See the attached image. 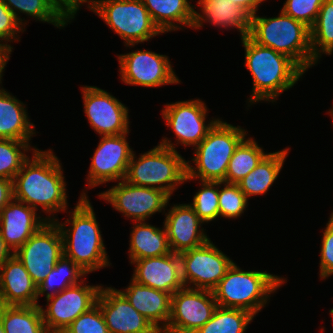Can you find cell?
<instances>
[{
	"label": "cell",
	"instance_id": "obj_45",
	"mask_svg": "<svg viewBox=\"0 0 333 333\" xmlns=\"http://www.w3.org/2000/svg\"><path fill=\"white\" fill-rule=\"evenodd\" d=\"M10 251L11 249L6 245L0 231V267L14 254Z\"/></svg>",
	"mask_w": 333,
	"mask_h": 333
},
{
	"label": "cell",
	"instance_id": "obj_10",
	"mask_svg": "<svg viewBox=\"0 0 333 333\" xmlns=\"http://www.w3.org/2000/svg\"><path fill=\"white\" fill-rule=\"evenodd\" d=\"M217 302L213 291L183 287L171 296V316L161 333H194L211 319Z\"/></svg>",
	"mask_w": 333,
	"mask_h": 333
},
{
	"label": "cell",
	"instance_id": "obj_32",
	"mask_svg": "<svg viewBox=\"0 0 333 333\" xmlns=\"http://www.w3.org/2000/svg\"><path fill=\"white\" fill-rule=\"evenodd\" d=\"M310 45L312 57L318 60L319 50L328 55L333 52V0H324L317 19L310 28ZM318 45V47H317Z\"/></svg>",
	"mask_w": 333,
	"mask_h": 333
},
{
	"label": "cell",
	"instance_id": "obj_1",
	"mask_svg": "<svg viewBox=\"0 0 333 333\" xmlns=\"http://www.w3.org/2000/svg\"><path fill=\"white\" fill-rule=\"evenodd\" d=\"M34 153L13 179L14 199L35 210L41 205L47 213L65 210L66 185L58 158L52 151L34 149Z\"/></svg>",
	"mask_w": 333,
	"mask_h": 333
},
{
	"label": "cell",
	"instance_id": "obj_35",
	"mask_svg": "<svg viewBox=\"0 0 333 333\" xmlns=\"http://www.w3.org/2000/svg\"><path fill=\"white\" fill-rule=\"evenodd\" d=\"M28 142L0 139V178L13 180L28 157L20 151L29 150Z\"/></svg>",
	"mask_w": 333,
	"mask_h": 333
},
{
	"label": "cell",
	"instance_id": "obj_3",
	"mask_svg": "<svg viewBox=\"0 0 333 333\" xmlns=\"http://www.w3.org/2000/svg\"><path fill=\"white\" fill-rule=\"evenodd\" d=\"M248 36L257 44L288 56L304 72L316 62L312 57L310 28L282 10L275 18L254 14Z\"/></svg>",
	"mask_w": 333,
	"mask_h": 333
},
{
	"label": "cell",
	"instance_id": "obj_33",
	"mask_svg": "<svg viewBox=\"0 0 333 333\" xmlns=\"http://www.w3.org/2000/svg\"><path fill=\"white\" fill-rule=\"evenodd\" d=\"M70 266V267H69ZM87 274L84 270H82L73 260L63 255L56 263L55 267L48 273L46 278L37 286L38 296L49 289H54L56 285L59 290H55L52 293H46V298H50L65 290L66 288L76 285L79 277ZM61 277L62 280L60 279Z\"/></svg>",
	"mask_w": 333,
	"mask_h": 333
},
{
	"label": "cell",
	"instance_id": "obj_44",
	"mask_svg": "<svg viewBox=\"0 0 333 333\" xmlns=\"http://www.w3.org/2000/svg\"><path fill=\"white\" fill-rule=\"evenodd\" d=\"M232 3L238 5L239 7L246 8L252 15L256 14L257 7L264 0H231Z\"/></svg>",
	"mask_w": 333,
	"mask_h": 333
},
{
	"label": "cell",
	"instance_id": "obj_48",
	"mask_svg": "<svg viewBox=\"0 0 333 333\" xmlns=\"http://www.w3.org/2000/svg\"><path fill=\"white\" fill-rule=\"evenodd\" d=\"M330 114H332V118H333V109L330 111Z\"/></svg>",
	"mask_w": 333,
	"mask_h": 333
},
{
	"label": "cell",
	"instance_id": "obj_34",
	"mask_svg": "<svg viewBox=\"0 0 333 333\" xmlns=\"http://www.w3.org/2000/svg\"><path fill=\"white\" fill-rule=\"evenodd\" d=\"M8 9L16 16L17 20L22 24V20L18 17L16 11L26 13L34 18L54 24L56 27H64L66 21L56 11L52 0H1Z\"/></svg>",
	"mask_w": 333,
	"mask_h": 333
},
{
	"label": "cell",
	"instance_id": "obj_12",
	"mask_svg": "<svg viewBox=\"0 0 333 333\" xmlns=\"http://www.w3.org/2000/svg\"><path fill=\"white\" fill-rule=\"evenodd\" d=\"M100 289L101 286L76 284L48 298L51 303L46 311L40 306L48 333H63L77 317L96 304Z\"/></svg>",
	"mask_w": 333,
	"mask_h": 333
},
{
	"label": "cell",
	"instance_id": "obj_6",
	"mask_svg": "<svg viewBox=\"0 0 333 333\" xmlns=\"http://www.w3.org/2000/svg\"><path fill=\"white\" fill-rule=\"evenodd\" d=\"M134 159L133 153L125 177V180L131 184L156 188L171 197L175 186L186 179L187 162L178 154L171 141L166 139L154 149L141 155L138 161Z\"/></svg>",
	"mask_w": 333,
	"mask_h": 333
},
{
	"label": "cell",
	"instance_id": "obj_21",
	"mask_svg": "<svg viewBox=\"0 0 333 333\" xmlns=\"http://www.w3.org/2000/svg\"><path fill=\"white\" fill-rule=\"evenodd\" d=\"M38 289L23 263L12 255L0 267V304L38 305Z\"/></svg>",
	"mask_w": 333,
	"mask_h": 333
},
{
	"label": "cell",
	"instance_id": "obj_30",
	"mask_svg": "<svg viewBox=\"0 0 333 333\" xmlns=\"http://www.w3.org/2000/svg\"><path fill=\"white\" fill-rule=\"evenodd\" d=\"M267 154L251 138L242 140L234 151L223 184H237L251 172Z\"/></svg>",
	"mask_w": 333,
	"mask_h": 333
},
{
	"label": "cell",
	"instance_id": "obj_9",
	"mask_svg": "<svg viewBox=\"0 0 333 333\" xmlns=\"http://www.w3.org/2000/svg\"><path fill=\"white\" fill-rule=\"evenodd\" d=\"M14 255L38 286L64 255L63 237L55 221L49 219Z\"/></svg>",
	"mask_w": 333,
	"mask_h": 333
},
{
	"label": "cell",
	"instance_id": "obj_17",
	"mask_svg": "<svg viewBox=\"0 0 333 333\" xmlns=\"http://www.w3.org/2000/svg\"><path fill=\"white\" fill-rule=\"evenodd\" d=\"M105 319L109 333H161L141 315L119 291L101 287L96 302Z\"/></svg>",
	"mask_w": 333,
	"mask_h": 333
},
{
	"label": "cell",
	"instance_id": "obj_2",
	"mask_svg": "<svg viewBox=\"0 0 333 333\" xmlns=\"http://www.w3.org/2000/svg\"><path fill=\"white\" fill-rule=\"evenodd\" d=\"M242 41L246 51L245 64L253 77L251 102L276 99L304 73L288 56L257 44L248 35Z\"/></svg>",
	"mask_w": 333,
	"mask_h": 333
},
{
	"label": "cell",
	"instance_id": "obj_24",
	"mask_svg": "<svg viewBox=\"0 0 333 333\" xmlns=\"http://www.w3.org/2000/svg\"><path fill=\"white\" fill-rule=\"evenodd\" d=\"M147 8L153 23L164 33L176 30L172 21L200 28L204 16L198 14L188 0H141Z\"/></svg>",
	"mask_w": 333,
	"mask_h": 333
},
{
	"label": "cell",
	"instance_id": "obj_4",
	"mask_svg": "<svg viewBox=\"0 0 333 333\" xmlns=\"http://www.w3.org/2000/svg\"><path fill=\"white\" fill-rule=\"evenodd\" d=\"M71 215V229L64 230L62 224L56 223L63 237L64 255L86 273L107 266L108 257L98 223L85 193Z\"/></svg>",
	"mask_w": 333,
	"mask_h": 333
},
{
	"label": "cell",
	"instance_id": "obj_7",
	"mask_svg": "<svg viewBox=\"0 0 333 333\" xmlns=\"http://www.w3.org/2000/svg\"><path fill=\"white\" fill-rule=\"evenodd\" d=\"M245 135L240 126L238 128L218 119L207 136L196 146L193 161L197 172L187 163L185 180L198 177L202 181L223 182L229 161Z\"/></svg>",
	"mask_w": 333,
	"mask_h": 333
},
{
	"label": "cell",
	"instance_id": "obj_15",
	"mask_svg": "<svg viewBox=\"0 0 333 333\" xmlns=\"http://www.w3.org/2000/svg\"><path fill=\"white\" fill-rule=\"evenodd\" d=\"M84 110L94 130L103 136L128 131V109L108 92L92 86L83 87Z\"/></svg>",
	"mask_w": 333,
	"mask_h": 333
},
{
	"label": "cell",
	"instance_id": "obj_22",
	"mask_svg": "<svg viewBox=\"0 0 333 333\" xmlns=\"http://www.w3.org/2000/svg\"><path fill=\"white\" fill-rule=\"evenodd\" d=\"M14 201L15 203L10 201L0 214V231L6 245L13 248V253L47 223L46 220L41 222L40 217H36L35 209L24 206L23 202L16 199Z\"/></svg>",
	"mask_w": 333,
	"mask_h": 333
},
{
	"label": "cell",
	"instance_id": "obj_36",
	"mask_svg": "<svg viewBox=\"0 0 333 333\" xmlns=\"http://www.w3.org/2000/svg\"><path fill=\"white\" fill-rule=\"evenodd\" d=\"M202 183L203 188L196 193L190 205L203 222H208L219 216V189L214 188L223 182L202 181Z\"/></svg>",
	"mask_w": 333,
	"mask_h": 333
},
{
	"label": "cell",
	"instance_id": "obj_43",
	"mask_svg": "<svg viewBox=\"0 0 333 333\" xmlns=\"http://www.w3.org/2000/svg\"><path fill=\"white\" fill-rule=\"evenodd\" d=\"M14 200L13 180L0 178V214L3 208Z\"/></svg>",
	"mask_w": 333,
	"mask_h": 333
},
{
	"label": "cell",
	"instance_id": "obj_14",
	"mask_svg": "<svg viewBox=\"0 0 333 333\" xmlns=\"http://www.w3.org/2000/svg\"><path fill=\"white\" fill-rule=\"evenodd\" d=\"M118 59L122 81L126 84L158 87L179 82L165 55L140 50L119 55Z\"/></svg>",
	"mask_w": 333,
	"mask_h": 333
},
{
	"label": "cell",
	"instance_id": "obj_46",
	"mask_svg": "<svg viewBox=\"0 0 333 333\" xmlns=\"http://www.w3.org/2000/svg\"><path fill=\"white\" fill-rule=\"evenodd\" d=\"M0 333H5L4 327H3V324H2V321H1V317H0Z\"/></svg>",
	"mask_w": 333,
	"mask_h": 333
},
{
	"label": "cell",
	"instance_id": "obj_18",
	"mask_svg": "<svg viewBox=\"0 0 333 333\" xmlns=\"http://www.w3.org/2000/svg\"><path fill=\"white\" fill-rule=\"evenodd\" d=\"M206 106L198 100L168 104L162 115L184 145H198L218 120L205 125Z\"/></svg>",
	"mask_w": 333,
	"mask_h": 333
},
{
	"label": "cell",
	"instance_id": "obj_40",
	"mask_svg": "<svg viewBox=\"0 0 333 333\" xmlns=\"http://www.w3.org/2000/svg\"><path fill=\"white\" fill-rule=\"evenodd\" d=\"M320 255V276L326 278L333 274V220L331 218L323 233Z\"/></svg>",
	"mask_w": 333,
	"mask_h": 333
},
{
	"label": "cell",
	"instance_id": "obj_41",
	"mask_svg": "<svg viewBox=\"0 0 333 333\" xmlns=\"http://www.w3.org/2000/svg\"><path fill=\"white\" fill-rule=\"evenodd\" d=\"M20 25L21 23L16 16L0 0V39L8 41L15 38V33L21 31L22 27H19Z\"/></svg>",
	"mask_w": 333,
	"mask_h": 333
},
{
	"label": "cell",
	"instance_id": "obj_13",
	"mask_svg": "<svg viewBox=\"0 0 333 333\" xmlns=\"http://www.w3.org/2000/svg\"><path fill=\"white\" fill-rule=\"evenodd\" d=\"M99 197L110 202L126 217L134 218L136 222L145 221L150 215L161 212L170 199V196L162 190L137 186L125 179Z\"/></svg>",
	"mask_w": 333,
	"mask_h": 333
},
{
	"label": "cell",
	"instance_id": "obj_28",
	"mask_svg": "<svg viewBox=\"0 0 333 333\" xmlns=\"http://www.w3.org/2000/svg\"><path fill=\"white\" fill-rule=\"evenodd\" d=\"M133 228L130 241L131 262L171 253L165 227L163 230L142 221Z\"/></svg>",
	"mask_w": 333,
	"mask_h": 333
},
{
	"label": "cell",
	"instance_id": "obj_42",
	"mask_svg": "<svg viewBox=\"0 0 333 333\" xmlns=\"http://www.w3.org/2000/svg\"><path fill=\"white\" fill-rule=\"evenodd\" d=\"M89 0H52L56 11L61 15V17L66 21L67 19L74 18V14L79 9V5L82 2H87Z\"/></svg>",
	"mask_w": 333,
	"mask_h": 333
},
{
	"label": "cell",
	"instance_id": "obj_8",
	"mask_svg": "<svg viewBox=\"0 0 333 333\" xmlns=\"http://www.w3.org/2000/svg\"><path fill=\"white\" fill-rule=\"evenodd\" d=\"M90 1V9L102 17L108 26L125 40L126 45L148 41L162 33L153 23L141 0Z\"/></svg>",
	"mask_w": 333,
	"mask_h": 333
},
{
	"label": "cell",
	"instance_id": "obj_29",
	"mask_svg": "<svg viewBox=\"0 0 333 333\" xmlns=\"http://www.w3.org/2000/svg\"><path fill=\"white\" fill-rule=\"evenodd\" d=\"M0 317L5 333H48L39 305H1Z\"/></svg>",
	"mask_w": 333,
	"mask_h": 333
},
{
	"label": "cell",
	"instance_id": "obj_26",
	"mask_svg": "<svg viewBox=\"0 0 333 333\" xmlns=\"http://www.w3.org/2000/svg\"><path fill=\"white\" fill-rule=\"evenodd\" d=\"M202 12L214 25L235 26L241 32V39L246 37L252 27V14L243 7L232 3L231 0H199Z\"/></svg>",
	"mask_w": 333,
	"mask_h": 333
},
{
	"label": "cell",
	"instance_id": "obj_37",
	"mask_svg": "<svg viewBox=\"0 0 333 333\" xmlns=\"http://www.w3.org/2000/svg\"><path fill=\"white\" fill-rule=\"evenodd\" d=\"M247 198L238 184L227 183L219 191V216L237 218L246 208Z\"/></svg>",
	"mask_w": 333,
	"mask_h": 333
},
{
	"label": "cell",
	"instance_id": "obj_39",
	"mask_svg": "<svg viewBox=\"0 0 333 333\" xmlns=\"http://www.w3.org/2000/svg\"><path fill=\"white\" fill-rule=\"evenodd\" d=\"M324 0H287L282 11L311 28Z\"/></svg>",
	"mask_w": 333,
	"mask_h": 333
},
{
	"label": "cell",
	"instance_id": "obj_23",
	"mask_svg": "<svg viewBox=\"0 0 333 333\" xmlns=\"http://www.w3.org/2000/svg\"><path fill=\"white\" fill-rule=\"evenodd\" d=\"M129 303L153 326L162 332L167 327L171 316V295L152 287L137 283L132 279L126 291H120ZM164 321L163 329L158 324Z\"/></svg>",
	"mask_w": 333,
	"mask_h": 333
},
{
	"label": "cell",
	"instance_id": "obj_31",
	"mask_svg": "<svg viewBox=\"0 0 333 333\" xmlns=\"http://www.w3.org/2000/svg\"><path fill=\"white\" fill-rule=\"evenodd\" d=\"M253 317L243 309L217 306L211 319L194 333H244Z\"/></svg>",
	"mask_w": 333,
	"mask_h": 333
},
{
	"label": "cell",
	"instance_id": "obj_38",
	"mask_svg": "<svg viewBox=\"0 0 333 333\" xmlns=\"http://www.w3.org/2000/svg\"><path fill=\"white\" fill-rule=\"evenodd\" d=\"M63 333H109L103 313L96 303L77 317Z\"/></svg>",
	"mask_w": 333,
	"mask_h": 333
},
{
	"label": "cell",
	"instance_id": "obj_5",
	"mask_svg": "<svg viewBox=\"0 0 333 333\" xmlns=\"http://www.w3.org/2000/svg\"><path fill=\"white\" fill-rule=\"evenodd\" d=\"M283 282L267 272L242 271L233 262L213 293L218 306L243 309L255 315L266 304L268 294Z\"/></svg>",
	"mask_w": 333,
	"mask_h": 333
},
{
	"label": "cell",
	"instance_id": "obj_27",
	"mask_svg": "<svg viewBox=\"0 0 333 333\" xmlns=\"http://www.w3.org/2000/svg\"><path fill=\"white\" fill-rule=\"evenodd\" d=\"M288 149L267 154L260 163L237 184L245 197L265 194L283 166Z\"/></svg>",
	"mask_w": 333,
	"mask_h": 333
},
{
	"label": "cell",
	"instance_id": "obj_19",
	"mask_svg": "<svg viewBox=\"0 0 333 333\" xmlns=\"http://www.w3.org/2000/svg\"><path fill=\"white\" fill-rule=\"evenodd\" d=\"M133 280L137 283L169 293L171 296L184 287L181 277V259L177 253L134 260Z\"/></svg>",
	"mask_w": 333,
	"mask_h": 333
},
{
	"label": "cell",
	"instance_id": "obj_11",
	"mask_svg": "<svg viewBox=\"0 0 333 333\" xmlns=\"http://www.w3.org/2000/svg\"><path fill=\"white\" fill-rule=\"evenodd\" d=\"M184 286L194 283L196 289L213 291L233 262L211 243L210 239L193 249L179 253Z\"/></svg>",
	"mask_w": 333,
	"mask_h": 333
},
{
	"label": "cell",
	"instance_id": "obj_25",
	"mask_svg": "<svg viewBox=\"0 0 333 333\" xmlns=\"http://www.w3.org/2000/svg\"><path fill=\"white\" fill-rule=\"evenodd\" d=\"M26 113L23 103L0 89V139L29 142L34 125Z\"/></svg>",
	"mask_w": 333,
	"mask_h": 333
},
{
	"label": "cell",
	"instance_id": "obj_47",
	"mask_svg": "<svg viewBox=\"0 0 333 333\" xmlns=\"http://www.w3.org/2000/svg\"><path fill=\"white\" fill-rule=\"evenodd\" d=\"M330 314L333 316V309L330 310Z\"/></svg>",
	"mask_w": 333,
	"mask_h": 333
},
{
	"label": "cell",
	"instance_id": "obj_20",
	"mask_svg": "<svg viewBox=\"0 0 333 333\" xmlns=\"http://www.w3.org/2000/svg\"><path fill=\"white\" fill-rule=\"evenodd\" d=\"M166 215L164 227L173 253L196 248L209 240L201 230L199 233L198 227L203 221L191 205H174Z\"/></svg>",
	"mask_w": 333,
	"mask_h": 333
},
{
	"label": "cell",
	"instance_id": "obj_16",
	"mask_svg": "<svg viewBox=\"0 0 333 333\" xmlns=\"http://www.w3.org/2000/svg\"><path fill=\"white\" fill-rule=\"evenodd\" d=\"M126 135L102 136L94 156L89 171V186L124 180L127 174L128 165L133 154L127 141Z\"/></svg>",
	"mask_w": 333,
	"mask_h": 333
}]
</instances>
